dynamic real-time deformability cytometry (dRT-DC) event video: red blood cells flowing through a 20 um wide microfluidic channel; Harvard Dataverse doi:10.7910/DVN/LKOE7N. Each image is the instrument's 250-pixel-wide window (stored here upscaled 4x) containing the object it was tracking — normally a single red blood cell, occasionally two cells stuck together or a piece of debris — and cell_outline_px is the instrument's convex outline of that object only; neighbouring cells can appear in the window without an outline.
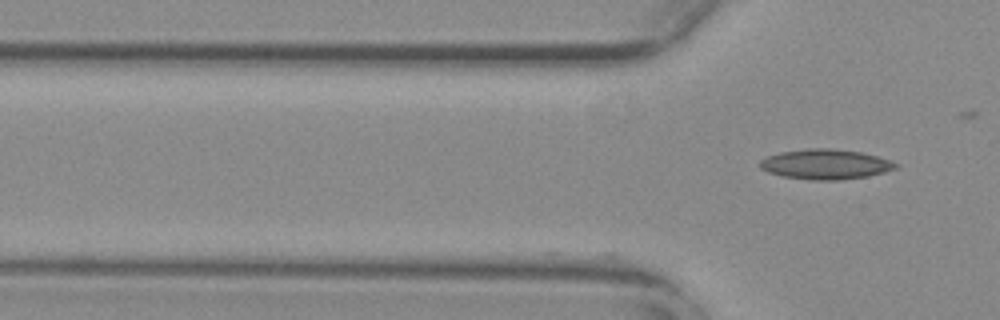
{"species": "common noctule bat (a hibernating species)", "species_latin": "Nyctalus noctula", "temperature_condition": "warm", "stored_images_in_passage": 5, "camera_frame_rate_fps": 3000, "um_per_image_px": 0.085, "animal": {"sex": "female", "body_mass_g": 29.2, "forearm_length_mm": 56.3}, "frame": {"image": 1, "passage_image": 5, "time_ms": 1.333, "image_size_px": [1000, 320], "cell_outline_px": [[900, 164], [896, 168], [884, 172], [868, 176], [840, 180], [812, 180], [780, 176], [768, 172], [760, 168], [760, 160], [768, 156], [780, 152], [808, 148], [832, 148], [860, 152], [876, 156]], "centroid_in_image_um": [70.15, 13.96], "position_along_channel_um": 55.7, "area_um2": 23.76}}